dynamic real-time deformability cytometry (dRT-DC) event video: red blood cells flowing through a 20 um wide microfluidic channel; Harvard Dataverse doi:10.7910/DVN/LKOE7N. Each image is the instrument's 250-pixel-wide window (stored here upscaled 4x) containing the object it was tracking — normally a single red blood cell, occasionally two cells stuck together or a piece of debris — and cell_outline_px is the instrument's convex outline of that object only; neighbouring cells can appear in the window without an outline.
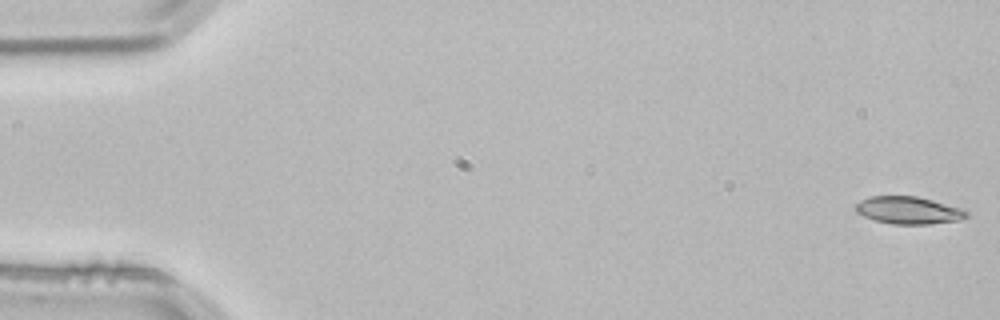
{"species": "common noctule bat (a hibernating species)", "species_latin": "Nyctalus noctula", "temperature_condition": "room temperature", "stored_images_in_passage": 3, "camera_frame_rate_fps": 3000, "um_per_image_px": 0.085, "animal": {"sex": "male", "body_mass_g": 21.5, "forearm_length_mm": 52.0}, "frame": {"image": 1, "passage_image": 1, "time_ms": 0.0, "image_size_px": [1000, 320], "cell_outline_px": [[968, 216], [956, 220], [928, 224], [892, 224], [876, 220], [864, 216], [856, 212], [852, 208], [860, 200], [868, 196], [916, 196], [964, 208], [968, 212]], "centroid_in_image_um": [77.19, 17.86], "position_along_channel_um": 7.8, "area_um2": 17.74}}